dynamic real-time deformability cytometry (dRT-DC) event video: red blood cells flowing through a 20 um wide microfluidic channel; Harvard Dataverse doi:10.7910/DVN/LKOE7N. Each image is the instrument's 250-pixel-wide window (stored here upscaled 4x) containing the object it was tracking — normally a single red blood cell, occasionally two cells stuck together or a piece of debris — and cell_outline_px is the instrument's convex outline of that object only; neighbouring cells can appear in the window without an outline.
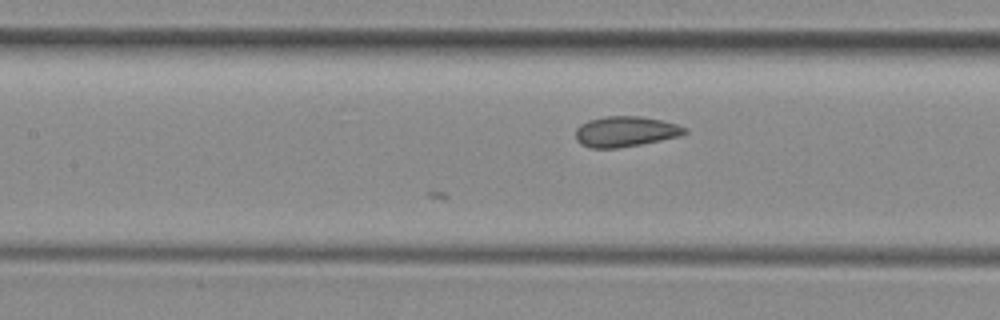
{"species": "common noctule bat (a hibernating species)", "species_latin": "Nyctalus noctula", "temperature_condition": "room temperature", "stored_images_in_passage": 23, "camera_frame_rate_fps": 3000, "um_per_image_px": 0.085, "animal": {"sex": "female", "body_mass_g": 29.2, "forearm_length_mm": 56.3}, "frame": {"image": 1, "passage_image": 23, "time_ms": 7.333, "image_size_px": [1000, 320], "cell_outline_px": [[688, 132], [680, 136], [640, 144], [616, 148], [592, 148], [580, 144], [576, 140], [576, 128], [580, 124], [588, 120], [604, 116], [640, 116], [660, 120], [676, 124], [688, 128]], "centroid_in_image_um": [53.14, 11.17], "position_along_channel_um": 154.3, "area_um2": 19.36}}